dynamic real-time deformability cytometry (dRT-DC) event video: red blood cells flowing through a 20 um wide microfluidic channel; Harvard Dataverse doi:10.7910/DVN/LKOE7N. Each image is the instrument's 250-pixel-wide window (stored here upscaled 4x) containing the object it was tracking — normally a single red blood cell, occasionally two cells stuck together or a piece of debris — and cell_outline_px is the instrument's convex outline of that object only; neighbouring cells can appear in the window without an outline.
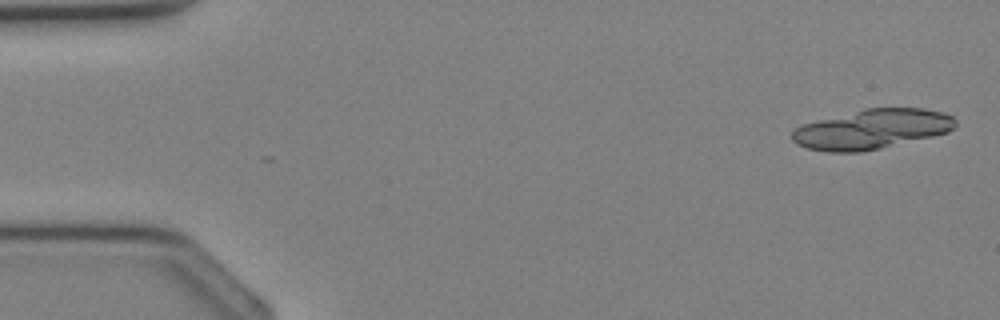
{"species": "Egyptian fruit bat (a non-hibernating species)", "species_latin": "Rousettus aegyptiacus", "temperature_condition": "cold", "stored_images_in_passage": 27, "camera_frame_rate_fps": 3000, "um_per_image_px": 0.085, "animal": {"sex": "female"}, "frame": {"image": 1, "passage_image": 1, "time_ms": 0.0, "image_size_px": [1000, 320], "cell_outline_px": [[956, 124], [948, 132], [932, 136], [880, 148], [860, 152], [828, 152], [808, 148], [796, 144], [792, 140], [792, 132], [796, 128], [804, 124], [864, 108], [924, 108], [944, 112], [952, 116], [956, 120]], "centroid_in_image_um": [74.12, 10.97], "position_along_channel_um": 10.9, "area_um2": 37.45}}